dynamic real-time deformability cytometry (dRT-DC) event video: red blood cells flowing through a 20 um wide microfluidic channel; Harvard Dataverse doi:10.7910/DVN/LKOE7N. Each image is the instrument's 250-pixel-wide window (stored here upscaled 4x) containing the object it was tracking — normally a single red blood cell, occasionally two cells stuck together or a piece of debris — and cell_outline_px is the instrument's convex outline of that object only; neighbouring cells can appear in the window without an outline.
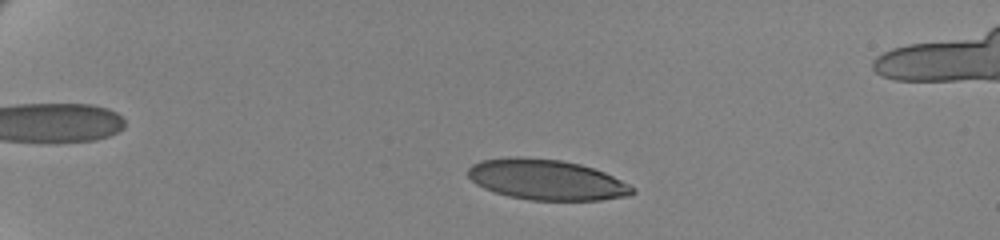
{"species": "human", "species_latin": "Homo sapiens", "temperature_condition": "cold", "stored_images_in_passage": 55, "camera_frame_rate_fps": 3000, "um_per_image_px": 0.085, "donor": {"sex": "female"}, "frame": {"image": 1, "passage_image": 10, "time_ms": 3.0, "image_size_px": [1000, 240], "cell_outline_px": [[636, 192], [628, 196], [600, 200], [532, 200], [508, 196], [484, 188], [476, 184], [468, 176], [468, 168], [472, 164], [480, 160], [508, 156], [524, 156], [560, 160], [580, 164], [604, 172], [636, 188]], "centroid_in_image_um": [46.43, 15.26], "position_along_channel_um": 38.6, "area_um2": 38.9}}
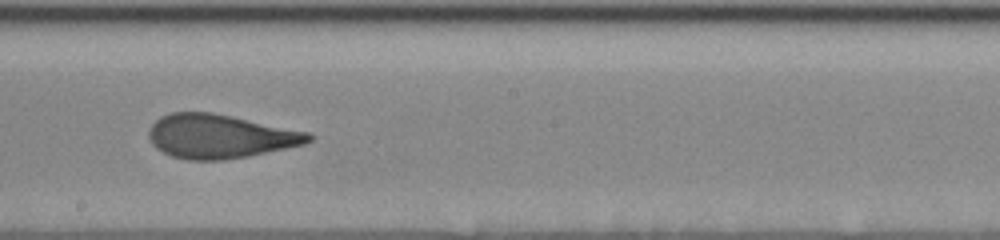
{"frame": {"image": 2, "passage_image": 33, "time_ms": 10.667, "image_size_px": [1000, 240], "cell_outline_px": [[316, 136], [312, 140], [304, 144], [248, 156], [224, 160], [188, 160], [172, 156], [156, 148], [152, 144], [148, 136], [148, 132], [152, 124], [160, 116], [172, 112], [212, 112], [308, 132]], "centroid_in_image_um": [18.68, 11.59], "position_along_channel_um": 229.5, "area_um2": 40.75}}
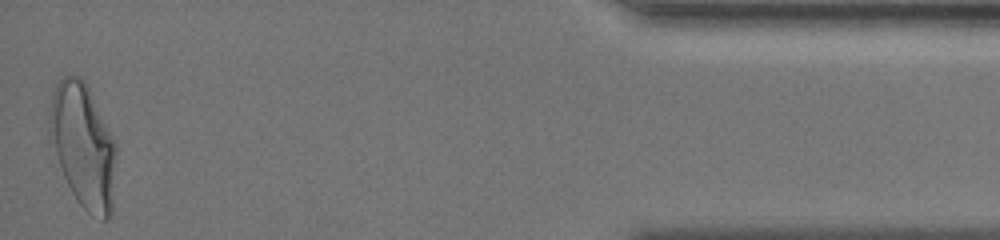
{"frame": {"image": 3, "passage_image": 55, "time_ms": 18.0, "image_size_px": [1000, 240], "cell_outline_px": [[116, 152], [112, 216], [108, 220], [104, 220], [88, 212], [76, 200], [64, 176], [48, 132], [48, 120], [52, 96], [56, 84], [64, 76], [76, 76], [84, 80], [88, 84], [116, 144]], "centroid_in_image_um": [7.08, 12.37], "position_along_channel_um": 428.1, "area_um2": 48.03}, "authors_computed_cell_mechanics": {"area_um2": 40.9224, "velocity_mm_per_s": 3.4823, "shape_relaxation_time_tau1_ms": 4.7277, "shape_relaxation_time_tau2_ms": 1.2461, "deformation_change_tau1": 0.1995, "deformation_change_tau2": 0.0804}}